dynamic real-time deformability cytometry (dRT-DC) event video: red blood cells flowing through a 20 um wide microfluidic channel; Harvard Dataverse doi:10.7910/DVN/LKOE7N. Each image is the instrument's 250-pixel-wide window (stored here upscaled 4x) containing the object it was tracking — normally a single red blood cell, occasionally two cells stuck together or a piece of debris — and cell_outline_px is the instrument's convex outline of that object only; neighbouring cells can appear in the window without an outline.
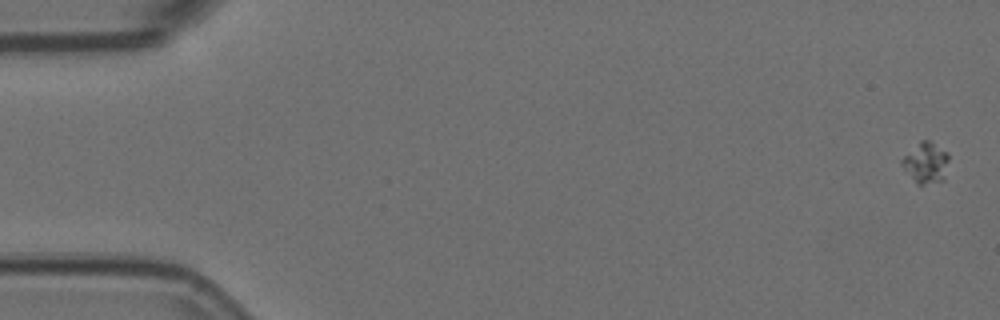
{"species": "Egyptian fruit bat (a non-hibernating species)", "species_latin": "Rousettus aegyptiacus", "temperature_condition": "room temperature", "stored_images_in_passage": 7, "camera_frame_rate_fps": 3000, "um_per_image_px": 0.085, "animal": {"sex": "female"}, "frame": {"image": 1, "passage_image": 1, "time_ms": 0.0, "image_size_px": [1000, 320], "cell_outline_px": [[948, 160], [944, 180], [924, 184], [916, 184], [900, 164], [900, 160], [920, 140], [928, 140], [948, 152]], "centroid_in_image_um": [78.68, 13.83], "position_along_channel_um": 6.3, "area_um2": 11.1}}
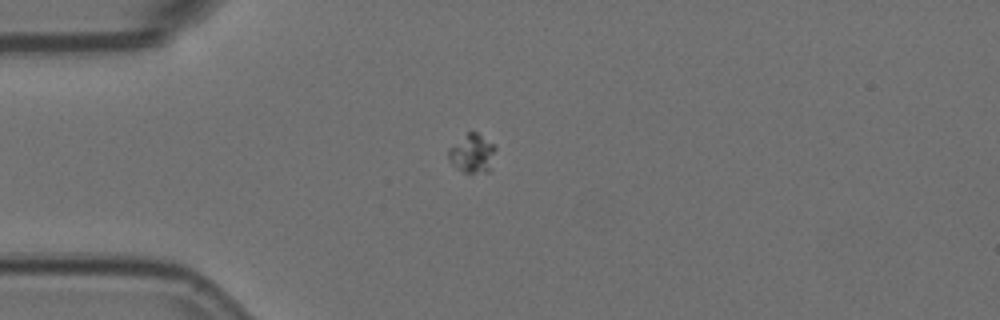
{"frame": {"image": 2, "passage_image": 5, "time_ms": 1.333, "image_size_px": [1000, 320], "cell_outline_px": [[496, 148], [488, 172], [464, 172], [456, 168], [448, 160], [448, 148], [468, 132], [476, 132], [492, 144]], "centroid_in_image_um": [40.1, 13.05], "position_along_channel_um": 44.9, "area_um2": 10.35}}